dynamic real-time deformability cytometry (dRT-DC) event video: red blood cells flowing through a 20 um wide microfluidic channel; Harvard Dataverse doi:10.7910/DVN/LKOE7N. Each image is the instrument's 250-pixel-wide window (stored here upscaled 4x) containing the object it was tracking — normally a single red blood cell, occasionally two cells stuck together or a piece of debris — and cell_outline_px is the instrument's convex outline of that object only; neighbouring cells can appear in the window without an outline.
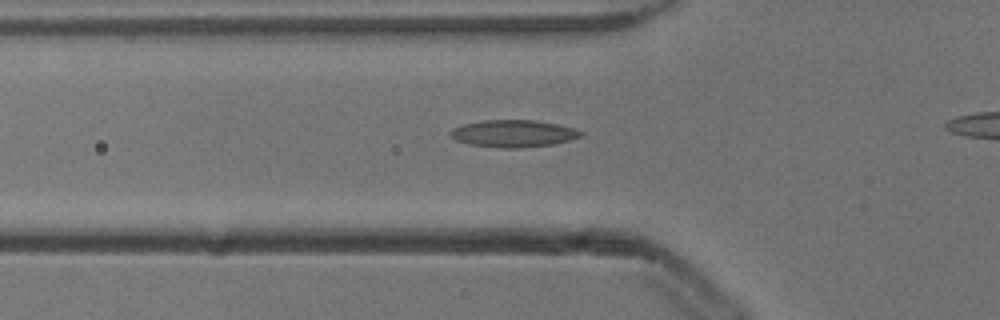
{"species": "common noctule bat (a hibernating species)", "species_latin": "Nyctalus noctula", "temperature_condition": "cold", "stored_images_in_passage": 38, "camera_frame_rate_fps": 3000, "um_per_image_px": 0.085, "animal": {"sex": "male", "body_mass_g": 13.3}, "frame": {"image": 1, "passage_image": 13, "time_ms": 4.0, "image_size_px": [1000, 320], "cell_outline_px": [[584, 136], [572, 140], [552, 144], [520, 148], [496, 148], [468, 144], [456, 140], [448, 132], [452, 128], [464, 124], [484, 120], [536, 120], [576, 128], [584, 132]], "centroid_in_image_um": [43.67, 11.35], "position_along_channel_um": 82.1, "area_um2": 20.87}}
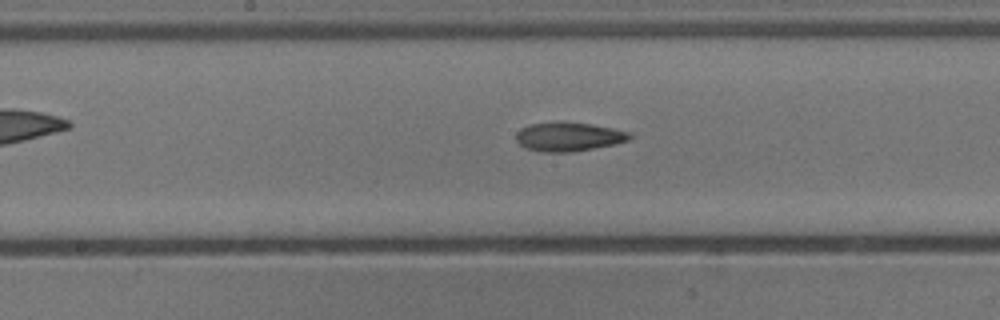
{"frame": {"image": 2, "passage_image": 22, "time_ms": 7.0, "image_size_px": [1000, 320], "cell_outline_px": [[632, 136], [628, 140], [616, 144], [572, 152], [544, 152], [524, 148], [516, 140], [516, 132], [520, 128], [532, 124], [560, 120], [592, 124], [632, 132]], "centroid_in_image_um": [48.33, 11.6], "position_along_channel_um": 199.9, "area_um2": 19.54}}
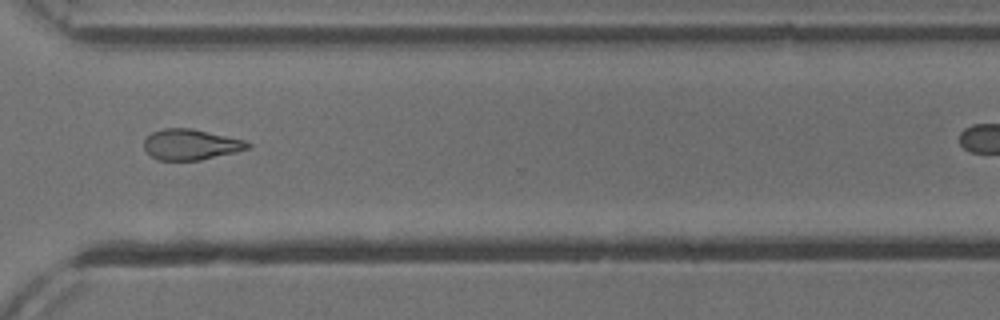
{"frame": {"image": 3, "passage_image": 34, "time_ms": 11.0, "image_size_px": [1000, 320], "cell_outline_px": [[252, 148], [236, 152], [200, 160], [156, 160], [144, 148], [144, 140], [152, 132], [164, 128], [192, 128], [244, 140], [252, 144]], "centroid_in_image_um": [16.24, 12.28], "position_along_channel_um": 354.4, "area_um2": 18.55}}